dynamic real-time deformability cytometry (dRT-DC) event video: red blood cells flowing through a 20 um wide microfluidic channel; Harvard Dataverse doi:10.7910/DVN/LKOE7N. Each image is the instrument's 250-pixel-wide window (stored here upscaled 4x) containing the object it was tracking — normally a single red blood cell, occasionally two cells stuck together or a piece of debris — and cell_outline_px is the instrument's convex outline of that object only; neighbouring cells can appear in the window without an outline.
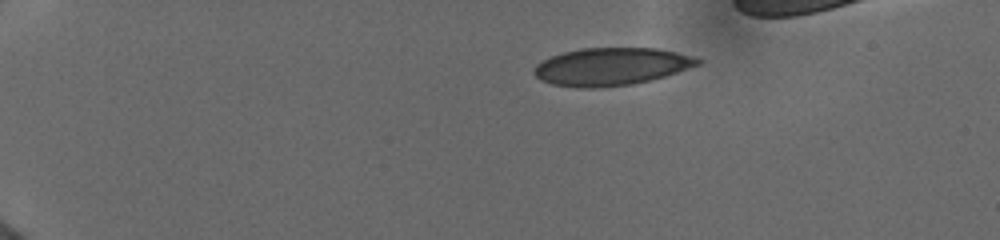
{"species": "human", "species_latin": "Homo sapiens", "temperature_condition": "cold", "stored_images_in_passage": 21, "camera_frame_rate_fps": 3000, "um_per_image_px": 0.085, "donor": {"sex": "female"}, "frame": {"image": 1, "passage_image": 1, "time_ms": 0.0, "image_size_px": [1000, 240], "cell_outline_px": [[700, 64], [664, 76], [632, 84], [600, 88], [580, 88], [552, 84], [540, 80], [532, 72], [536, 64], [552, 56], [564, 52], [580, 48], [656, 48], [676, 52], [692, 56], [700, 60]], "centroid_in_image_um": [51.91, 5.66], "position_along_channel_um": 33.1, "area_um2": 35.66}}
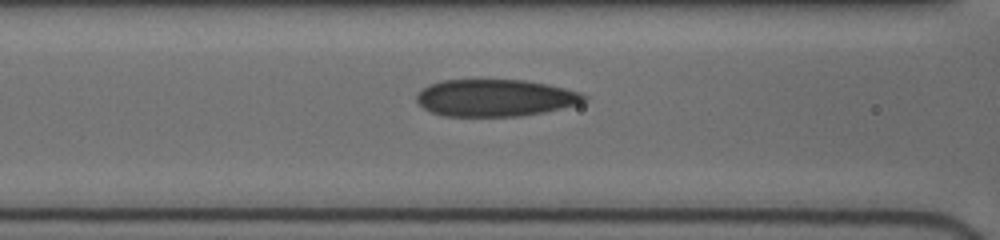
{"frame": {"image": 2, "passage_image": 19, "time_ms": 4.667, "image_size_px": [1000, 240], "cell_outline_px": [[588, 100], [580, 104], [544, 112], [520, 116], [444, 116], [432, 112], [424, 108], [416, 100], [416, 96], [428, 84], [440, 80], [524, 80], [564, 88], [580, 92], [588, 96]], "centroid_in_image_um": [42.11, 8.32], "position_along_channel_um": 124.5, "area_um2": 36.13}}
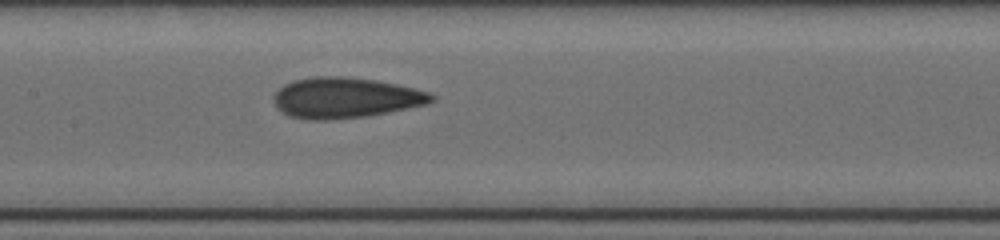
{"frame": {"image": 3, "passage_image": 21, "time_ms": 6.0, "image_size_px": [1000, 240], "cell_outline_px": [[436, 100], [428, 104], [364, 116], [328, 120], [308, 120], [288, 116], [276, 108], [272, 100], [272, 96], [284, 84], [292, 80], [312, 76], [340, 76], [376, 80], [416, 88], [432, 92], [436, 96]], "centroid_in_image_um": [29.34, 8.3], "position_along_channel_um": 178.1, "area_um2": 37.69}}